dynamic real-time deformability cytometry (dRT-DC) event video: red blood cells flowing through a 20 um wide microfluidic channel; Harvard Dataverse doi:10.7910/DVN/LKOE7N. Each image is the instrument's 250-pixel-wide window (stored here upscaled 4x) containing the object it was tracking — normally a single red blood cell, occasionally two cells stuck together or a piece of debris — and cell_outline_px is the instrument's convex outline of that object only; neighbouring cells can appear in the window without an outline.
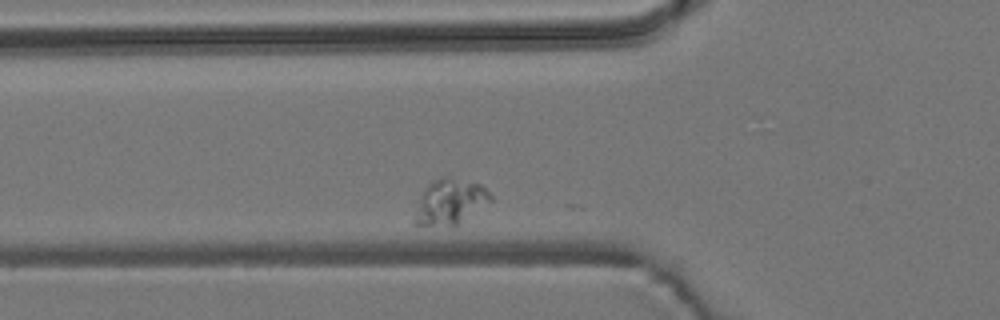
{"species": "common noctule bat (a hibernating species)", "species_latin": "Nyctalus noctula", "temperature_condition": "room temperature", "stored_images_in_passage": 32, "camera_frame_rate_fps": 3000, "um_per_image_px": 0.085, "animal": {"sex": "male", "body_mass_g": 19.2, "forearm_length_mm": 51.8}, "frame": {"image": 1, "passage_image": 3, "time_ms": 0.667, "image_size_px": [1000, 320], "cell_outline_px": [[492, 200], [456, 228], [448, 228], [412, 224], [412, 220], [420, 196], [424, 188], [432, 180], [440, 176], [480, 184], [492, 196]], "centroid_in_image_um": [38.21, 17.23], "position_along_channel_um": 87.6, "area_um2": 20.63}}
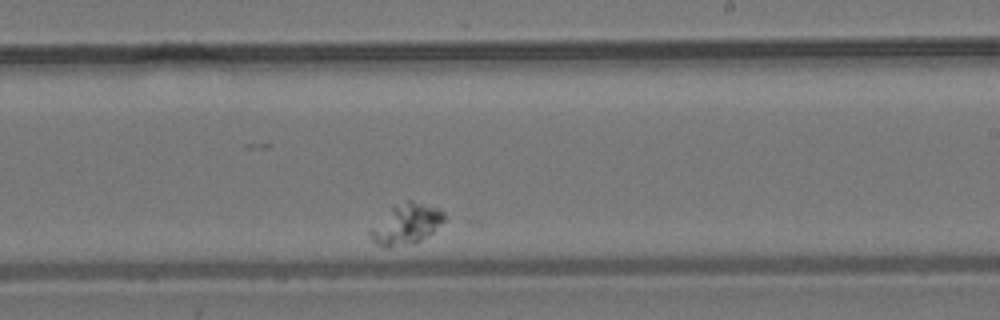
{"frame": {"image": 2, "passage_image": 20, "time_ms": 6.333, "image_size_px": [1000, 320], "cell_outline_px": [[444, 220], [428, 236], [420, 240], [388, 248], [380, 248], [368, 236], [368, 228], [392, 204], [408, 200], [412, 200], [440, 208], [444, 212]], "centroid_in_image_um": [34.44, 19.02], "position_along_channel_um": 254.6, "area_um2": 17.92}}
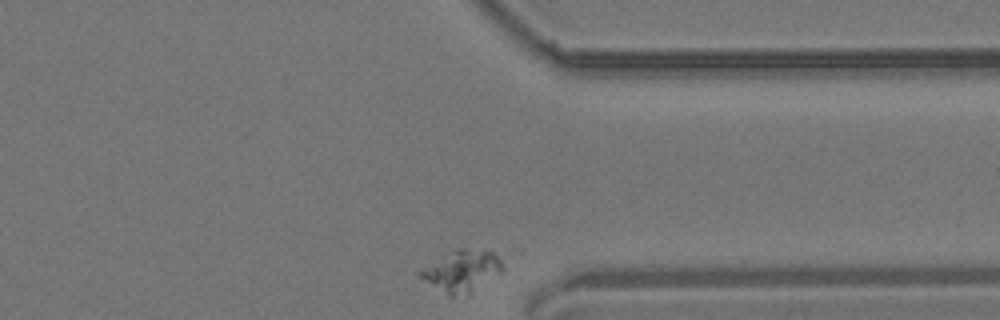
{"frame": {"image": 3, "passage_image": 32, "time_ms": 10.333, "image_size_px": [1000, 320], "cell_outline_px": [[504, 268], [500, 272], [472, 296], [448, 296], [416, 276], [416, 272], [444, 256], [460, 248], [492, 252], [500, 260]], "centroid_in_image_um": [39.25, 23.12], "position_along_channel_um": 372.2, "area_um2": 19.94}}